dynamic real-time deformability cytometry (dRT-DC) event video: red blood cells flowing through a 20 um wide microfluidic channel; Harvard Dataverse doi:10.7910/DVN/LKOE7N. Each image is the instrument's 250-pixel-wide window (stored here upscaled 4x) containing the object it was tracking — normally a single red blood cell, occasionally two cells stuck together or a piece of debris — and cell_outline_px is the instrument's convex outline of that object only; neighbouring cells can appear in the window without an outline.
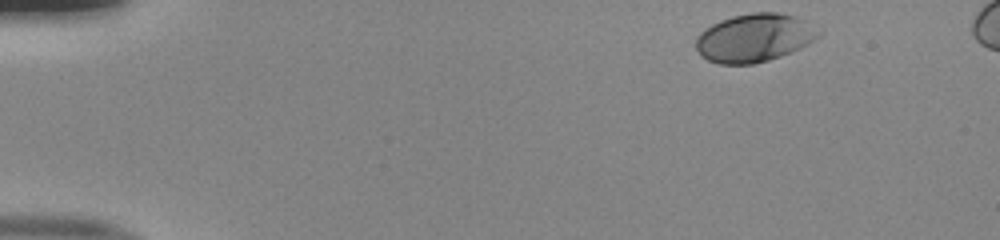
{"species": "human", "species_latin": "Homo sapiens", "temperature_condition": "room temperature", "stored_images_in_passage": 41, "camera_frame_rate_fps": 3000, "um_per_image_px": 0.085, "donor": {"sex": "male"}, "frame": {"image": 1, "passage_image": 1, "time_ms": 0.0, "image_size_px": [1000, 240], "cell_outline_px": [[820, 36], [816, 40], [800, 48], [780, 56], [768, 60], [752, 64], [720, 64], [708, 60], [700, 56], [696, 48], [696, 36], [704, 28], [720, 20], [732, 16], [752, 12], [776, 12], [796, 16], [804, 20], [820, 32]], "centroid_in_image_um": [64.09, 3.21], "position_along_channel_um": 20.9, "area_um2": 34.56}}
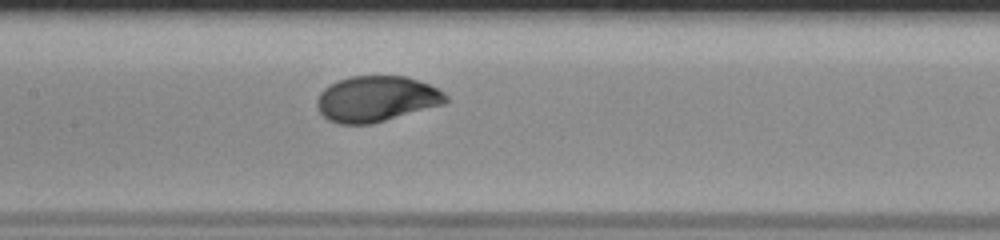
{"frame": {"image": 2, "passage_image": 21, "time_ms": 6.667, "image_size_px": [1000, 240], "cell_outline_px": [[448, 100], [444, 104], [372, 124], [336, 124], [328, 120], [316, 108], [316, 100], [320, 92], [324, 88], [340, 80], [352, 76], [404, 76], [428, 84], [444, 92], [448, 96]], "centroid_in_image_um": [31.97, 8.42], "position_along_channel_um": 175.4, "area_um2": 34.28}}
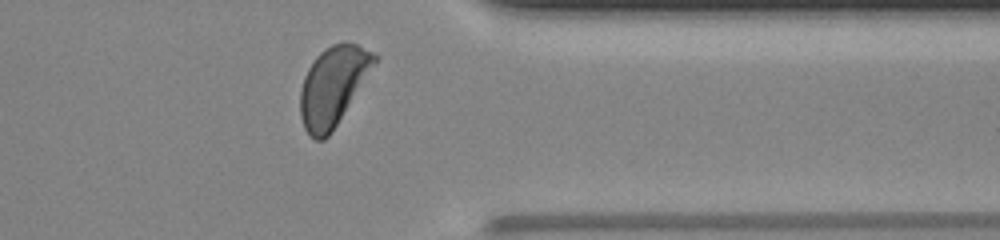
{"frame": {"image": 3, "passage_image": 37, "time_ms": 12.0, "image_size_px": [1000, 240], "cell_outline_px": [[380, 56], [332, 132], [324, 140], [316, 140], [308, 136], [304, 128], [300, 116], [300, 92], [304, 76], [308, 68], [316, 56], [324, 48], [332, 44], [344, 40], [356, 44]], "centroid_in_image_um": [28.29, 7.3], "position_along_channel_um": 383.1, "area_um2": 34.16}, "authors_computed_cell_mechanics": {"area_um2": 34.1598, "velocity_mm_per_s": 3.9934, "shape_relaxation_time_tau1_ms": 2.6565, "shape_relaxation_time_tau2_ms": null, "deformation_change_tau1": 0.1649, "deformation_change_tau2": null}}